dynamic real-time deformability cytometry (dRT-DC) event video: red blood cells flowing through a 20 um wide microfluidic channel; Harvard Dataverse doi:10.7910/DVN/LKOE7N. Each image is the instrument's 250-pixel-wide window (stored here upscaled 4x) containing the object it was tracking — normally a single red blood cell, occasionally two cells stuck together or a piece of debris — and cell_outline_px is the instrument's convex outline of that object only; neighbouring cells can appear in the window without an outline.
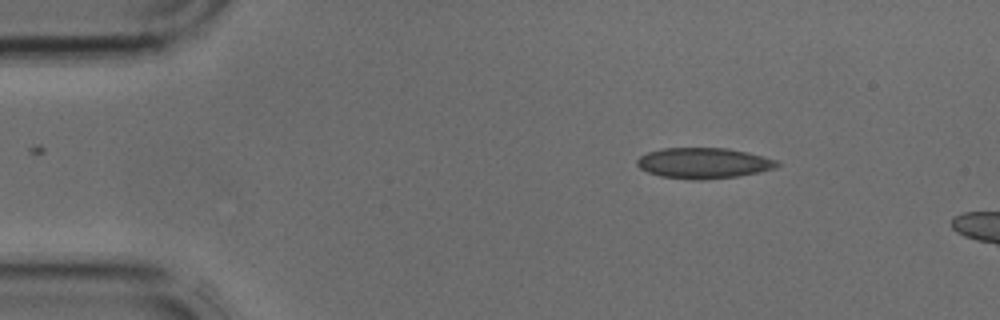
{"species": "common noctule bat (a hibernating species)", "species_latin": "Nyctalus noctula", "temperature_condition": "cold", "stored_images_in_passage": 4, "camera_frame_rate_fps": 3000, "um_per_image_px": 0.085, "animal": {"sex": "male", "body_mass_g": 17.9, "forearm_length_mm": 54.2}, "frame": {"image": 1, "passage_image": 1, "time_ms": 0.0, "image_size_px": [1000, 320], "cell_outline_px": [[780, 164], [776, 168], [736, 176], [700, 180], [696, 180], [660, 176], [648, 172], [640, 168], [636, 164], [636, 160], [640, 156], [648, 152], [664, 148], [728, 148], [748, 152], [764, 156], [776, 160]], "centroid_in_image_um": [59.79, 13.85], "position_along_channel_um": 25.2, "area_um2": 24.91}}
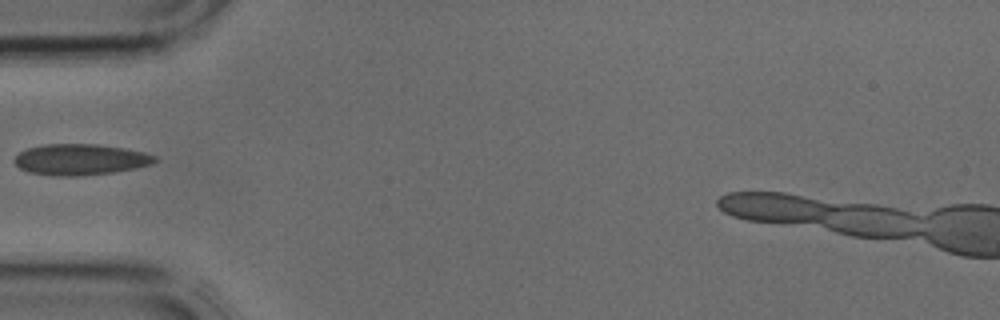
{"frame": {"image": 2, "passage_image": 3, "time_ms": 0.667, "image_size_px": [1000, 320], "cell_outline_px": [[160, 160], [152, 164], [136, 168], [116, 172], [76, 176], [52, 176], [28, 172], [20, 168], [12, 160], [20, 152], [28, 148], [44, 144], [96, 144], [124, 148], [144, 152], [156, 156]], "centroid_in_image_um": [6.85, 13.56], "position_along_channel_um": 78.1, "area_um2": 25.61}}